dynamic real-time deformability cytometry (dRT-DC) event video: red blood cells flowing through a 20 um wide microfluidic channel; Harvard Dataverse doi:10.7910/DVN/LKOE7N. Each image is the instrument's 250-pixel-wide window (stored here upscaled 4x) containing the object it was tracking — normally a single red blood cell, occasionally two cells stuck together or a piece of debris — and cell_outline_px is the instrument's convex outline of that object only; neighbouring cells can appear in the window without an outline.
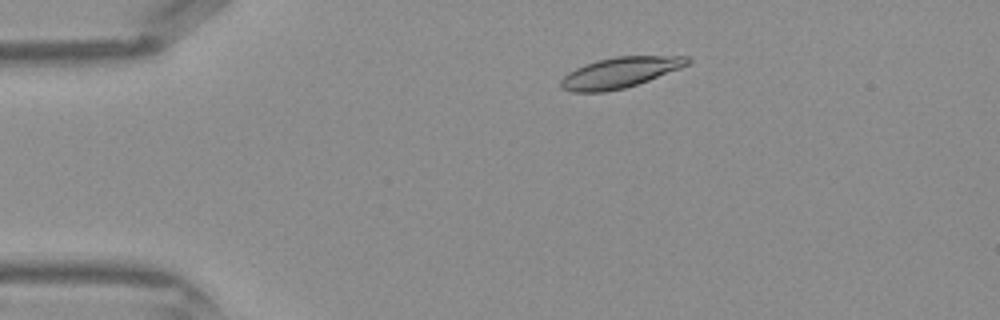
{"species": "Egyptian fruit bat (a non-hibernating species)", "species_latin": "Rousettus aegyptiacus", "temperature_condition": "warm", "stored_images_in_passage": 36, "camera_frame_rate_fps": 3000, "um_per_image_px": 0.085, "frame": {"image": 1, "passage_image": 2, "time_ms": 0.333, "image_size_px": [1000, 320], "cell_outline_px": [[692, 60], [688, 64], [680, 68], [648, 80], [624, 88], [604, 92], [572, 92], [560, 88], [560, 80], [568, 72], [584, 64], [596, 60], [616, 56], [688, 56]], "centroid_in_image_um": [52.66, 6.16], "position_along_channel_um": 32.3, "area_um2": 22.54}}
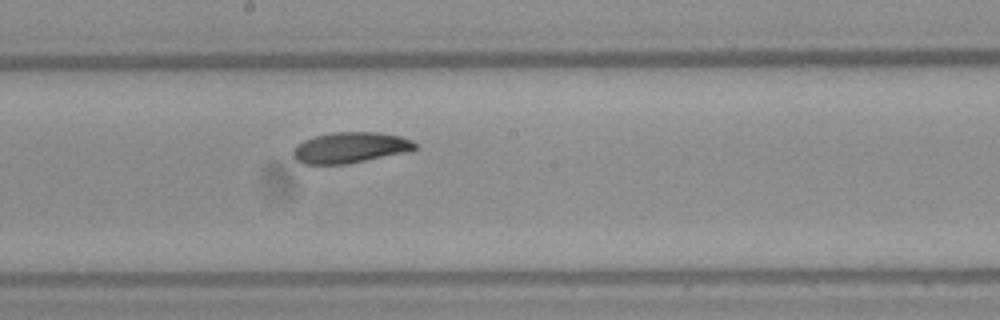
{"frame": {"image": 2, "passage_image": 17, "time_ms": 5.333, "image_size_px": [1000, 320], "cell_outline_px": [[420, 144], [416, 148], [408, 152], [344, 164], [304, 164], [296, 160], [292, 156], [292, 148], [296, 144], [304, 140], [316, 136], [332, 132], [380, 132], [400, 136], [412, 140]], "centroid_in_image_um": [29.77, 12.54], "position_along_channel_um": 218.4, "area_um2": 22.08}}
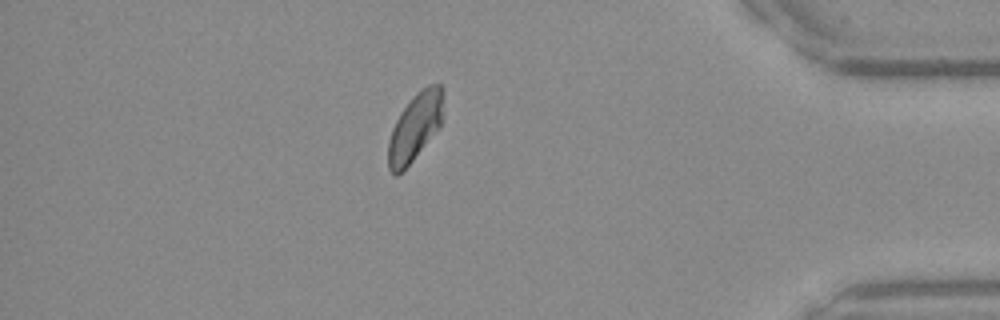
{"frame": {"image": 3, "passage_image": 31, "time_ms": 10.0, "image_size_px": [1000, 320], "cell_outline_px": [[444, 92], [440, 128], [412, 160], [396, 176], [388, 168], [388, 140], [392, 128], [400, 112], [412, 96], [416, 92], [428, 84], [440, 84]], "centroid_in_image_um": [35.28, 10.75], "position_along_channel_um": 399.9, "area_um2": 21.68}}